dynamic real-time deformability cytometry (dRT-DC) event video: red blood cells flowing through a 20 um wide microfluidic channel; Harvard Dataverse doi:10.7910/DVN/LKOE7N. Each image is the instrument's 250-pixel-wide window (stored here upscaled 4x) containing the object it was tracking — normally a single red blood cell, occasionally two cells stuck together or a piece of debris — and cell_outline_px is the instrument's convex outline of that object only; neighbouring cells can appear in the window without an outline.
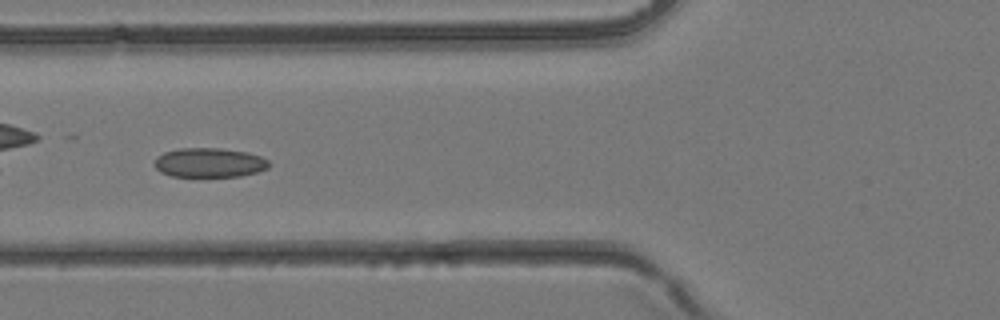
{"species": "common noctule bat (a hibernating species)", "species_latin": "Nyctalus noctula", "temperature_condition": "room temperature", "stored_images_in_passage": 35, "camera_frame_rate_fps": 3000, "um_per_image_px": 0.085, "animal": {"sex": "female", "body_mass_g": 24.6, "forearm_length_mm": 56.2}, "frame": {"image": 1, "passage_image": 15, "time_ms": 4.667, "image_size_px": [1000, 320], "cell_outline_px": [[272, 164], [268, 168], [256, 172], [240, 176], [172, 176], [160, 172], [156, 168], [156, 156], [164, 152], [180, 148], [220, 148], [248, 152], [260, 156], [268, 160]], "centroid_in_image_um": [17.82, 13.81], "position_along_channel_um": 108.0, "area_um2": 19.59}}
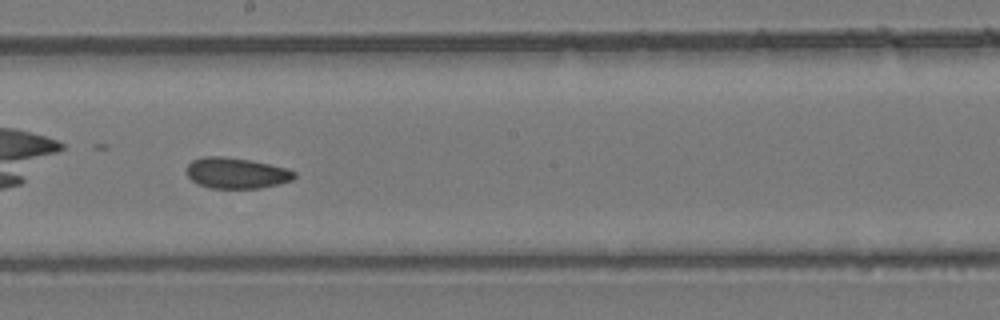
{"frame": {"image": 2, "passage_image": 22, "time_ms": 7.0, "image_size_px": [1000, 320], "cell_outline_px": [[296, 176], [292, 180], [260, 188], [208, 188], [196, 184], [188, 176], [188, 164], [192, 160], [204, 156], [224, 156], [248, 160], [288, 168], [296, 172]], "centroid_in_image_um": [20.08, 14.71], "position_along_channel_um": 228.1, "area_um2": 19.31}}
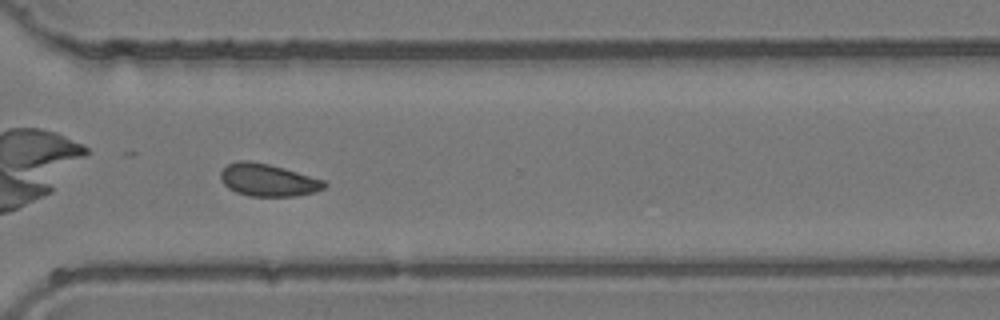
{"frame": {"image": 3, "passage_image": 29, "time_ms": 9.333, "image_size_px": [1000, 320], "cell_outline_px": [[328, 184], [324, 188], [316, 192], [296, 196], [248, 196], [236, 192], [228, 188], [220, 180], [220, 172], [228, 164], [240, 160], [248, 160], [268, 164], [284, 168], [324, 180]], "centroid_in_image_um": [22.77, 15.31], "position_along_channel_um": 347.8, "area_um2": 19.65}}